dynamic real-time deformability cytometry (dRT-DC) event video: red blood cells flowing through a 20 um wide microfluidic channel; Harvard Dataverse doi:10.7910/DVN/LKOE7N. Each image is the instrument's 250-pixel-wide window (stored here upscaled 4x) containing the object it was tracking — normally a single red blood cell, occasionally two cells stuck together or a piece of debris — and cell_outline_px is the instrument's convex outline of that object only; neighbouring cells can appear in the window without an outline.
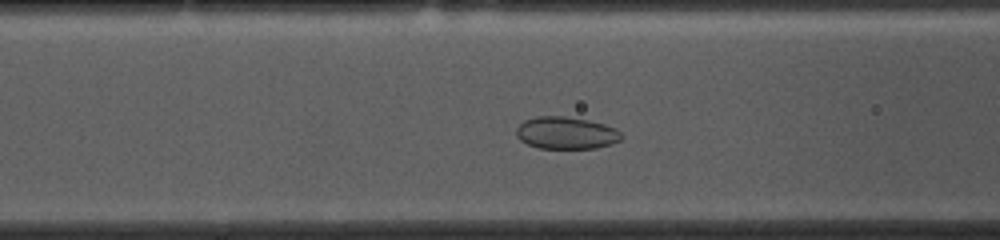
{"species": "common noctule bat (a hibernating species)", "species_latin": "Nyctalus noctula", "temperature_condition": "cold", "stored_images_in_passage": 50, "camera_frame_rate_fps": 3000, "um_per_image_px": 0.085, "animal": {"sex": "female", "body_mass_g": 10.0, "forearm_length_mm": 53.1}, "frame": {"image": 1, "passage_image": 16, "time_ms": 5.0, "image_size_px": [1000, 240], "cell_outline_px": [[624, 136], [620, 140], [612, 144], [596, 148], [540, 148], [528, 144], [520, 140], [516, 136], [516, 128], [524, 120], [536, 116], [564, 116], [588, 120], [604, 124], [616, 128]], "centroid_in_image_um": [48.13, 11.3], "position_along_channel_um": 118.5, "area_um2": 19.83}}
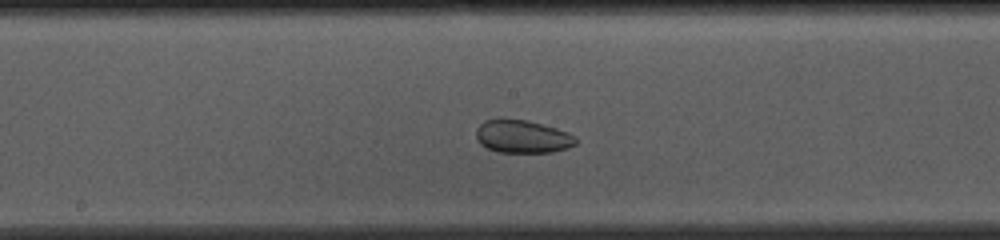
{"frame": {"image": 2, "passage_image": 23, "time_ms": 7.333, "image_size_px": [1000, 240], "cell_outline_px": [[576, 144], [568, 148], [552, 152], [496, 152], [480, 144], [476, 140], [476, 128], [484, 120], [500, 116], [504, 116], [528, 120], [556, 128], [568, 132], [576, 136]], "centroid_in_image_um": [44.36, 11.57], "position_along_channel_um": 203.8, "area_um2": 19.77}}
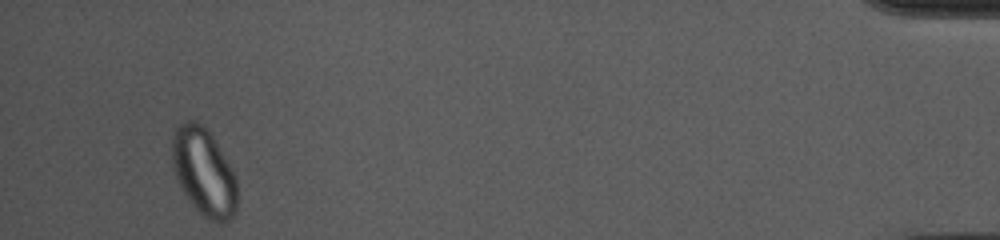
{"frame": {"image": 3, "passage_image": 47, "time_ms": 15.333, "image_size_px": [1000, 240], "cell_outline_px": [[236, 208], [232, 216], [224, 224], [220, 224], [208, 220], [192, 204], [184, 192], [176, 176], [172, 164], [172, 136], [176, 128], [184, 120], [200, 120], [212, 136], [236, 176]], "centroid_in_image_um": [17.32, 14.6], "position_along_channel_um": 417.9, "area_um2": 33.06}, "authors_computed_cell_mechanics": {"area_um2": 24.4205, "velocity_mm_per_s": 3.6525, "shape_relaxation_time_tau1_ms": null, "shape_relaxation_time_tau2_ms": 2.1303, "deformation_change_tau1": null, "deformation_change_tau2": 0.0646}}